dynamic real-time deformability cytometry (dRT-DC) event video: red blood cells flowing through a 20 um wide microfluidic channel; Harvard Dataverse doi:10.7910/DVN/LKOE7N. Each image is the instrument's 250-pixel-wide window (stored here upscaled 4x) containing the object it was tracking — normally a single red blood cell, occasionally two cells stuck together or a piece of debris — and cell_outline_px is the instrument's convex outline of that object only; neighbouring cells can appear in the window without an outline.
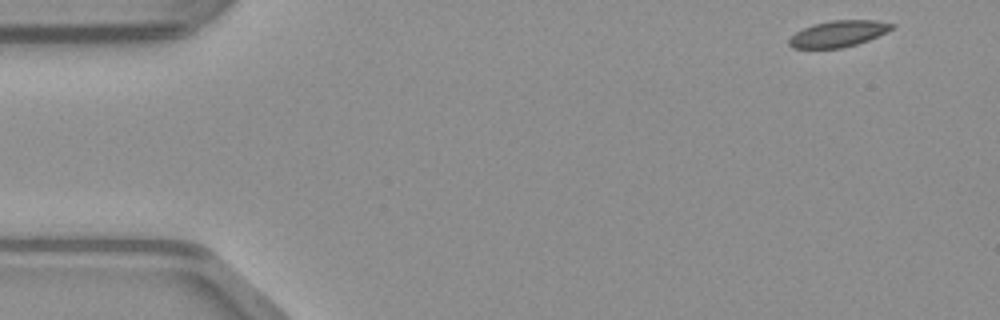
{"species": "common noctule bat (a hibernating species)", "species_latin": "Nyctalus noctula", "temperature_condition": "warm", "stored_images_in_passage": 46, "camera_frame_rate_fps": 3000, "um_per_image_px": 0.085, "animal": {"sex": "male", "body_mass_g": 23.1, "forearm_length_mm": 52.7}, "frame": {"image": 1, "passage_image": 1, "time_ms": 0.0, "image_size_px": [1000, 320], "cell_outline_px": [[896, 24], [892, 28], [868, 40], [856, 44], [840, 48], [792, 48], [788, 44], [788, 40], [796, 32], [812, 24], [832, 20], [876, 20]], "centroid_in_image_um": [71.22, 2.86], "position_along_channel_um": 13.8, "area_um2": 15.55}}
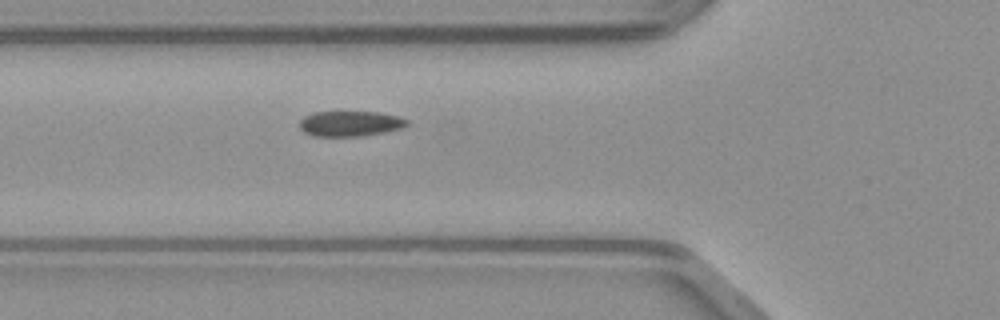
{"frame": {"image": 2, "passage_image": 15, "time_ms": 4.667, "image_size_px": [1000, 320], "cell_outline_px": [[412, 124], [404, 128], [364, 136], [312, 136], [304, 132], [300, 128], [300, 120], [304, 116], [312, 112], [380, 112], [396, 116], [408, 120]], "centroid_in_image_um": [29.79, 10.51], "position_along_channel_um": 96.0, "area_um2": 16.07}}
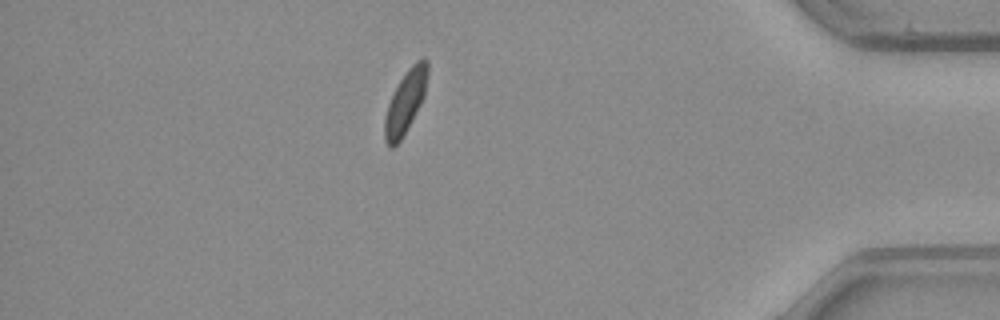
{"frame": {"image": 3, "passage_image": 40, "time_ms": 13.0, "image_size_px": [1000, 320], "cell_outline_px": [[428, 76], [424, 96], [420, 104], [400, 140], [392, 148], [388, 148], [384, 140], [384, 120], [388, 104], [400, 80], [408, 68], [416, 60], [424, 56], [428, 60]], "centroid_in_image_um": [34.47, 8.62], "position_along_channel_um": 400.7, "area_um2": 15.55}}